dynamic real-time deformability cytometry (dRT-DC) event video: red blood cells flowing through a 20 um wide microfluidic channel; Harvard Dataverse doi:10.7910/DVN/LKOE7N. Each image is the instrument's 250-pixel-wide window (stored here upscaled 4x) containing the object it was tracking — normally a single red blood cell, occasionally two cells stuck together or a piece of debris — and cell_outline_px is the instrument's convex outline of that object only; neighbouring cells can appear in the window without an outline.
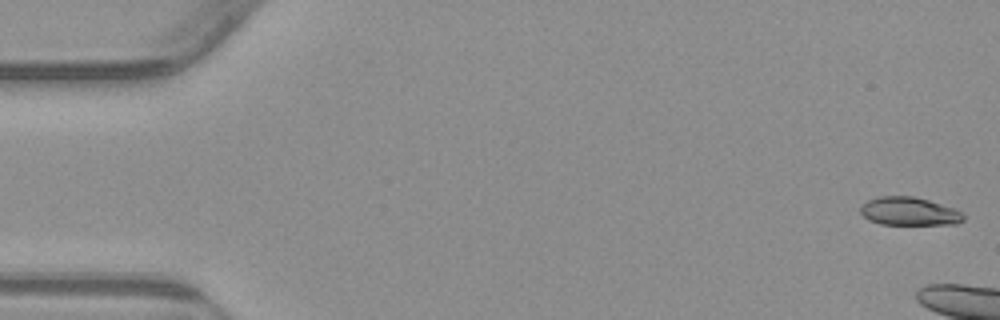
{"species": "common noctule bat (a hibernating species)", "species_latin": "Nyctalus noctula", "temperature_condition": "warm", "stored_images_in_passage": 6, "camera_frame_rate_fps": 3000, "um_per_image_px": 0.085, "animal": {"sex": "male", "body_mass_g": 23.1, "forearm_length_mm": 52.7}, "frame": {"image": 1, "passage_image": 1, "time_ms": 0.0, "image_size_px": [1000, 320], "cell_outline_px": [[964, 220], [956, 224], [880, 224], [868, 220], [860, 212], [860, 208], [868, 200], [880, 196], [912, 196], [928, 200], [956, 208], [964, 212]], "centroid_in_image_um": [77.32, 17.96], "position_along_channel_um": 7.7, "area_um2": 16.99}}